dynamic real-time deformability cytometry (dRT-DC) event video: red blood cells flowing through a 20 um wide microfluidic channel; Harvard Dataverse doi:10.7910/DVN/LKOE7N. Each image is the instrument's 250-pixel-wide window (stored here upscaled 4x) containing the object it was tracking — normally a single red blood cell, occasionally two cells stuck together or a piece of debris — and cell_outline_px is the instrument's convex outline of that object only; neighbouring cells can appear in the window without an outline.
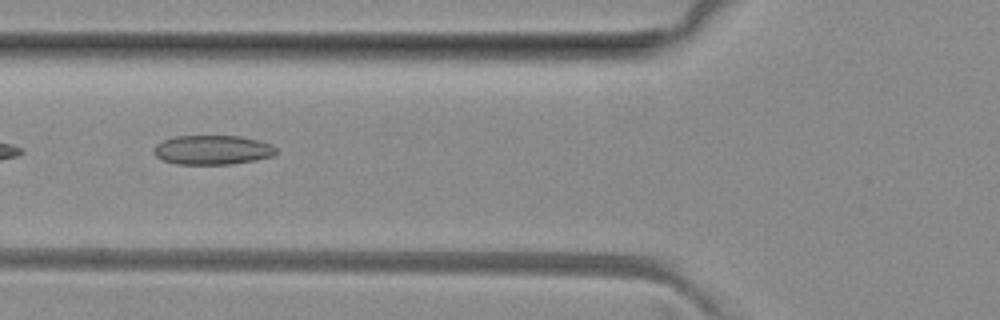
{"species": "common noctule bat (a hibernating species)", "species_latin": "Nyctalus noctula", "temperature_condition": "room temperature", "stored_images_in_passage": 5, "camera_frame_rate_fps": 3000, "um_per_image_px": 0.085, "animal": {"sex": "female", "body_mass_g": 29.2, "forearm_length_mm": 56.3}, "frame": {"image": 1, "passage_image": 4, "time_ms": 3.667, "image_size_px": [1000, 320], "cell_outline_px": [[276, 152], [272, 156], [256, 160], [232, 164], [176, 164], [164, 160], [156, 156], [152, 152], [152, 148], [156, 144], [164, 140], [176, 136], [240, 136], [260, 140], [272, 144], [276, 148]], "centroid_in_image_um": [18.06, 12.74], "position_along_channel_um": 107.7, "area_um2": 21.04}}
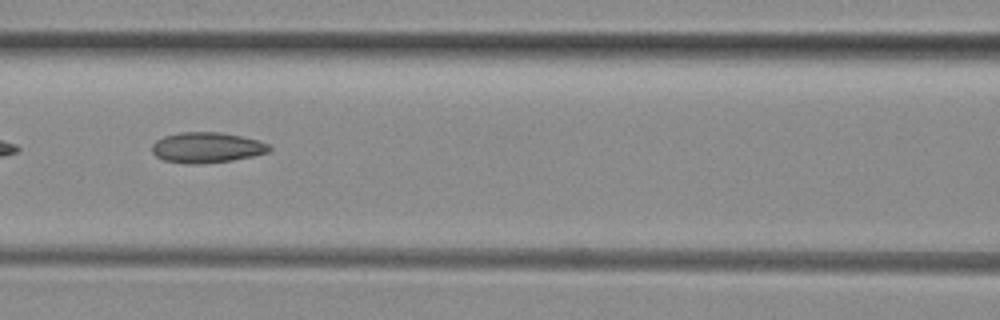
{"frame": {"image": 2, "passage_image": 5, "time_ms": 4.667, "image_size_px": [1000, 320], "cell_outline_px": [[272, 148], [268, 152], [252, 156], [232, 160], [200, 164], [188, 164], [164, 160], [156, 156], [152, 152], [152, 144], [156, 140], [164, 136], [180, 132], [220, 132], [260, 140], [268, 144]], "centroid_in_image_um": [17.57, 12.54], "position_along_channel_um": 149.0, "area_um2": 20.87}}